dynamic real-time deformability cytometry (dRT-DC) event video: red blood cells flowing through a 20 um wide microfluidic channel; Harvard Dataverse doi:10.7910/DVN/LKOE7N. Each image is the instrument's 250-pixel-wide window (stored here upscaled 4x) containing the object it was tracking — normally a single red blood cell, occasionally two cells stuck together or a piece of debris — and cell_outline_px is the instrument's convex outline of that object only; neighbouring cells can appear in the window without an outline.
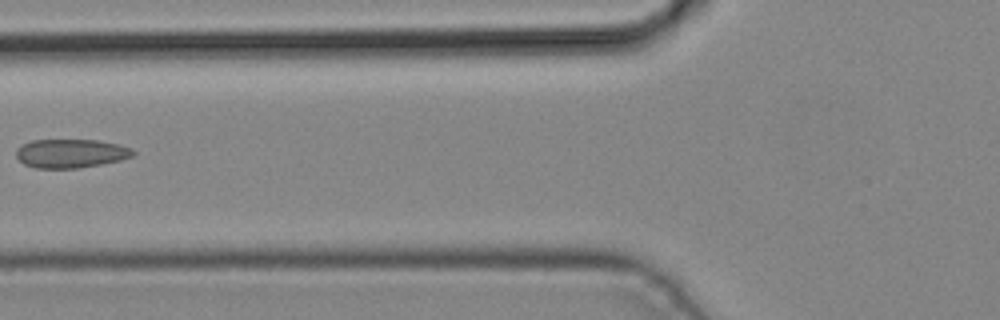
{"species": "common noctule bat (a hibernating species)", "species_latin": "Nyctalus noctula", "temperature_condition": "cold", "stored_images_in_passage": 4, "camera_frame_rate_fps": 3000, "um_per_image_px": 0.085, "animal": {"sex": "male", "body_mass_g": 19.2, "forearm_length_mm": 51.8}, "frame": {"image": 1, "passage_image": 4, "time_ms": 1.0, "image_size_px": [1000, 320], "cell_outline_px": [[136, 152], [132, 156], [120, 160], [80, 168], [36, 168], [24, 164], [16, 156], [16, 148], [32, 140], [100, 140], [120, 144], [132, 148]], "centroid_in_image_um": [6.04, 13.03], "position_along_channel_um": 119.8, "area_um2": 19.65}}